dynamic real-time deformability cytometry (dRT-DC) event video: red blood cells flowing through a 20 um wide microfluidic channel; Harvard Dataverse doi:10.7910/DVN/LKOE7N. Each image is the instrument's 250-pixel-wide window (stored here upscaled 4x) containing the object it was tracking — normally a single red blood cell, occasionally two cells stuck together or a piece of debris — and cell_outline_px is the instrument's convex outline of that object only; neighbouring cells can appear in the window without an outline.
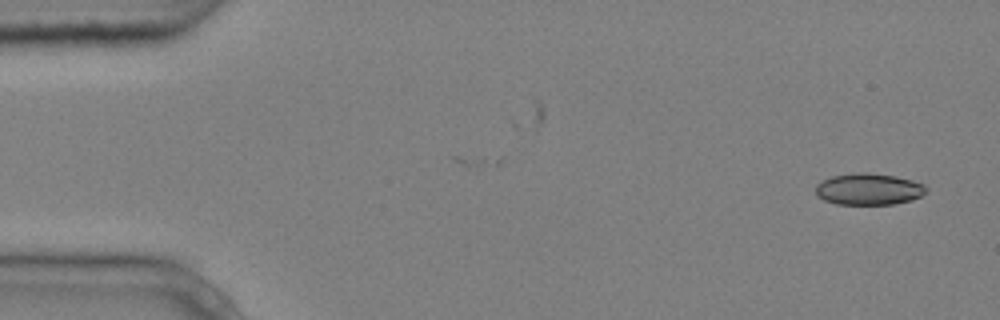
{"species": "common noctule bat (a hibernating species)", "species_latin": "Nyctalus noctula", "temperature_condition": "cold", "stored_images_in_passage": 2, "camera_frame_rate_fps": 3000, "um_per_image_px": 0.085, "animal": {"sex": "male", "body_mass_g": 20.4}, "frame": {"image": 1, "passage_image": 2, "time_ms": 0.333, "image_size_px": [1000, 320], "cell_outline_px": [[928, 188], [920, 196], [912, 200], [892, 204], [836, 204], [824, 200], [816, 196], [816, 184], [832, 176], [856, 172], [868, 172], [896, 176], [912, 180], [924, 184]], "centroid_in_image_um": [73.83, 16.07], "position_along_channel_um": 11.2, "area_um2": 20.4}}